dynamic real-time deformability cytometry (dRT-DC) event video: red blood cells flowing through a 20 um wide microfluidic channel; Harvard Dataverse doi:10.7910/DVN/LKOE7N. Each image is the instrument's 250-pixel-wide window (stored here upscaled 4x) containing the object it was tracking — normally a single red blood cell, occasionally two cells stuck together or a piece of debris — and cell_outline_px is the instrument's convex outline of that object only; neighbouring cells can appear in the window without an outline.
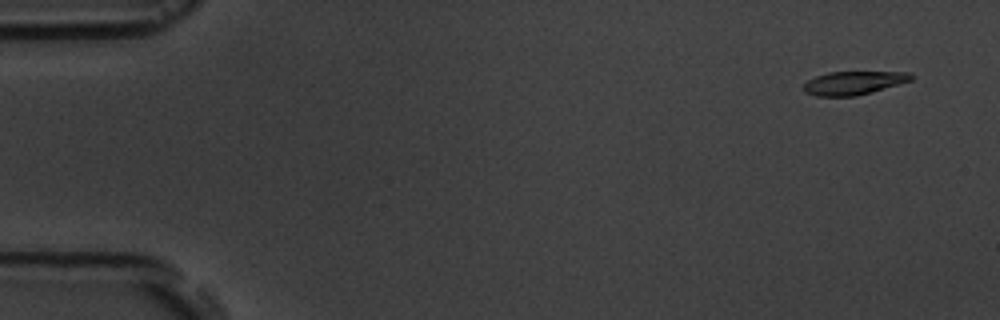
{"species": "common noctule bat (a hibernating species)", "species_latin": "Nyctalus noctula", "temperature_condition": "room temperature", "stored_images_in_passage": 3, "camera_frame_rate_fps": 3000, "um_per_image_px": 0.085, "animal": {"sex": "male", "body_mass_g": 19.5, "forearm_length_mm": 54.6}, "frame": {"image": 1, "passage_image": 1, "time_ms": 0.0, "image_size_px": [1000, 320], "cell_outline_px": [[916, 76], [912, 80], [872, 92], [856, 96], [816, 96], [804, 92], [804, 84], [808, 80], [816, 76], [828, 72], [912, 72]], "centroid_in_image_um": [72.59, 7.04], "position_along_channel_um": 12.4, "area_um2": 14.74}}